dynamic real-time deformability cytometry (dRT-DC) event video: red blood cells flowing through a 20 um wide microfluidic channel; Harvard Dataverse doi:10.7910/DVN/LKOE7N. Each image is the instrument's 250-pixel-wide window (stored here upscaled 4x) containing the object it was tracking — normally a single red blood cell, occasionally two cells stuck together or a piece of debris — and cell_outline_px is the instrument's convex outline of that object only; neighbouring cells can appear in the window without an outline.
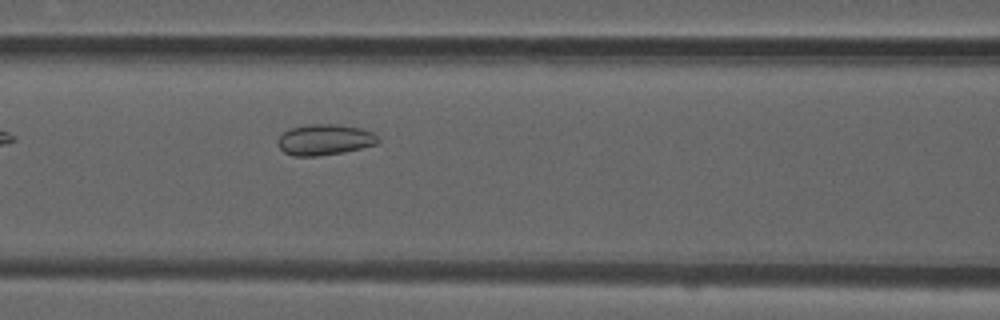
{"species": "common noctule bat (a hibernating species)", "species_latin": "Nyctalus noctula", "temperature_condition": "room temperature", "stored_images_in_passage": 37, "camera_frame_rate_fps": 3000, "um_per_image_px": 0.085, "animal": {"sex": "male", "forearm_length_mm": 52.5}, "frame": {"image": 1, "passage_image": 7, "time_ms": 2.0, "image_size_px": [1000, 320], "cell_outline_px": [[380, 140], [376, 144], [344, 152], [320, 156], [292, 156], [284, 152], [276, 144], [276, 140], [284, 132], [292, 128], [312, 124], [336, 124], [360, 128], [372, 132]], "centroid_in_image_um": [27.57, 11.88], "position_along_channel_um": 139.0, "area_um2": 17.98}}
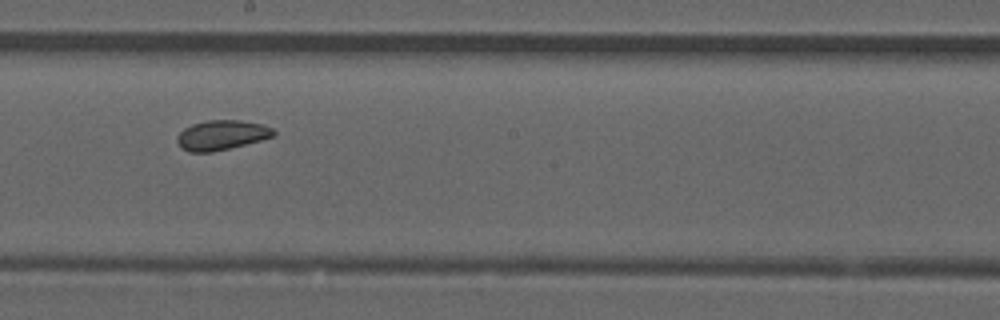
{"frame": {"image": 2, "passage_image": 14, "time_ms": 4.333, "image_size_px": [1000, 320], "cell_outline_px": [[276, 136], [212, 152], [188, 152], [180, 148], [176, 140], [176, 136], [184, 128], [192, 124], [208, 120], [240, 120], [260, 124], [272, 128], [276, 132]], "centroid_in_image_um": [18.8, 11.48], "position_along_channel_um": 229.4, "area_um2": 16.7}}
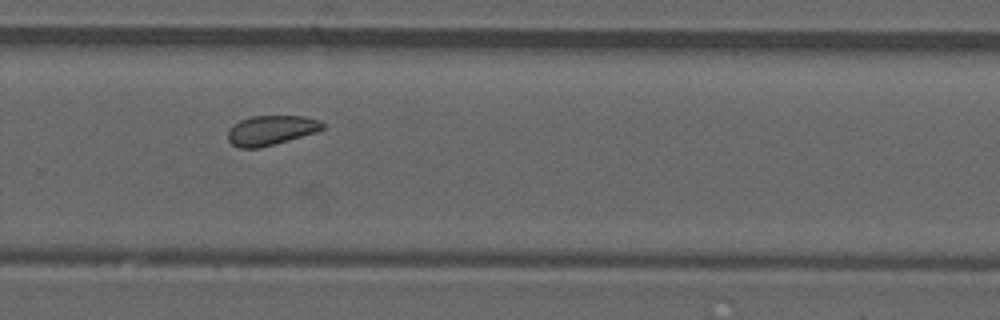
{"frame": {"image": 3, "passage_image": 20, "time_ms": 6.333, "image_size_px": [1000, 320], "cell_outline_px": [[324, 128], [316, 132], [260, 148], [240, 148], [232, 144], [228, 140], [228, 128], [232, 124], [240, 120], [252, 116], [304, 116], [320, 120], [324, 124]], "centroid_in_image_um": [23.01, 11.07], "position_along_channel_um": 306.8, "area_um2": 16.42}, "authors_computed_cell_mechanics": {"area_um2": 16.7042, "velocity_mm_per_s": 3.8867, "shape_relaxation_time_tau1_ms": null, "shape_relaxation_time_tau2_ms": 2.2452, "deformation_change_tau1": null, "deformation_change_tau2": 0.075}}